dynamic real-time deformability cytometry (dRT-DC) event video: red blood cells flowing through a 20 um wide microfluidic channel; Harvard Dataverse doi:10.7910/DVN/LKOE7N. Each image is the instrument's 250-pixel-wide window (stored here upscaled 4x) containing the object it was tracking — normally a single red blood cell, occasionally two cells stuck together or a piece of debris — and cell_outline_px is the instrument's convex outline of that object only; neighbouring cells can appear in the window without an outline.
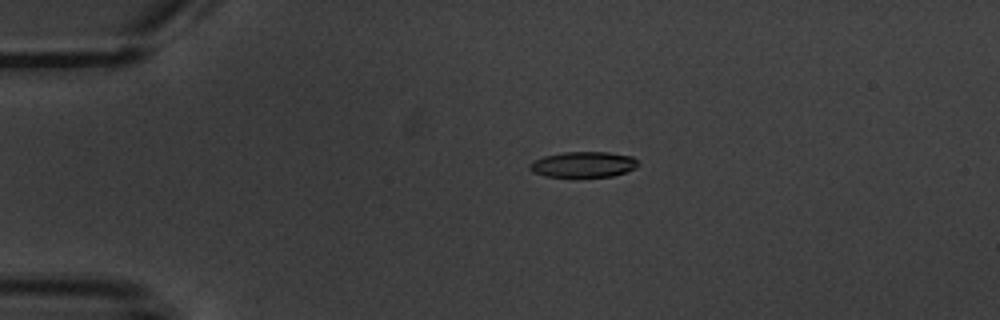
{"species": "common noctule bat (a hibernating species)", "species_latin": "Nyctalus noctula", "temperature_condition": "warm", "stored_images_in_passage": 8, "camera_frame_rate_fps": 3000, "um_per_image_px": 0.085, "animal": {"sex": "male", "body_mass_g": 20.1, "forearm_length_mm": 53.5}, "frame": {"image": 1, "passage_image": 4, "time_ms": 3.667, "image_size_px": [1000, 320], "cell_outline_px": [[640, 164], [636, 168], [612, 176], [544, 176], [532, 172], [528, 168], [528, 164], [544, 156], [564, 152], [608, 152], [632, 156]], "centroid_in_image_um": [49.58, 13.97], "position_along_channel_um": 35.4, "area_um2": 16.07}}
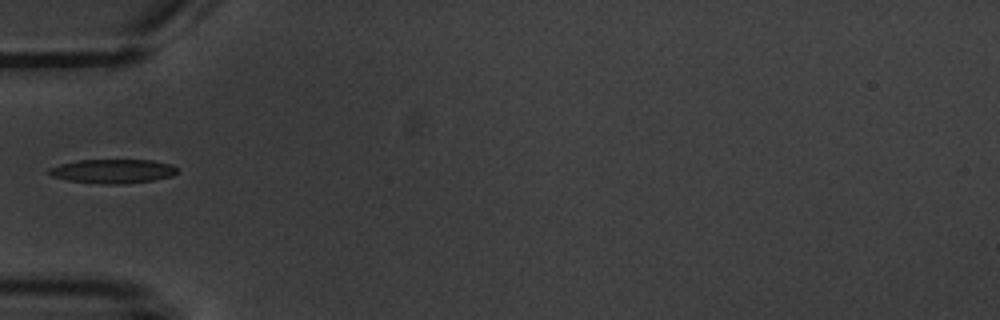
{"frame": {"image": 2, "passage_image": 6, "time_ms": 6.0, "image_size_px": [1000, 320], "cell_outline_px": [[176, 172], [172, 176], [152, 180], [124, 184], [100, 184], [68, 180], [52, 176], [48, 172], [48, 168], [60, 164], [76, 160], [152, 160], [172, 164], [176, 168]], "centroid_in_image_um": [9.57, 14.55], "position_along_channel_um": 75.4, "area_um2": 17.98}}
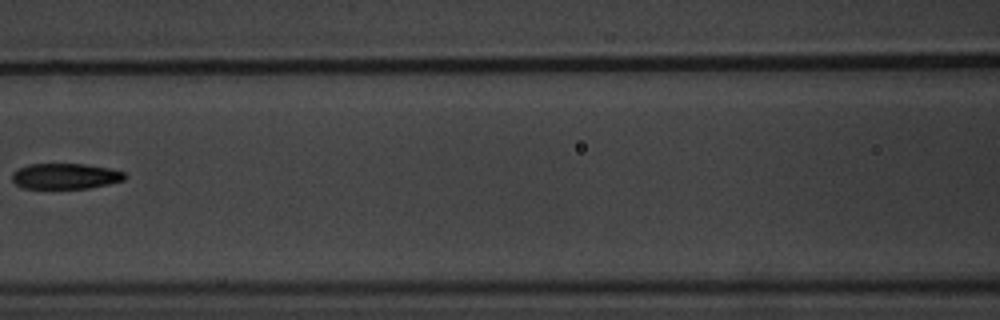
{"frame": {"image": 3, "passage_image": 8, "time_ms": 8.333, "image_size_px": [1000, 320], "cell_outline_px": [[128, 176], [124, 180], [108, 184], [88, 188], [24, 188], [16, 184], [12, 180], [12, 172], [28, 164], [84, 164], [108, 168], [124, 172]], "centroid_in_image_um": [5.56, 14.97], "position_along_channel_um": 161.0, "area_um2": 16.76}}